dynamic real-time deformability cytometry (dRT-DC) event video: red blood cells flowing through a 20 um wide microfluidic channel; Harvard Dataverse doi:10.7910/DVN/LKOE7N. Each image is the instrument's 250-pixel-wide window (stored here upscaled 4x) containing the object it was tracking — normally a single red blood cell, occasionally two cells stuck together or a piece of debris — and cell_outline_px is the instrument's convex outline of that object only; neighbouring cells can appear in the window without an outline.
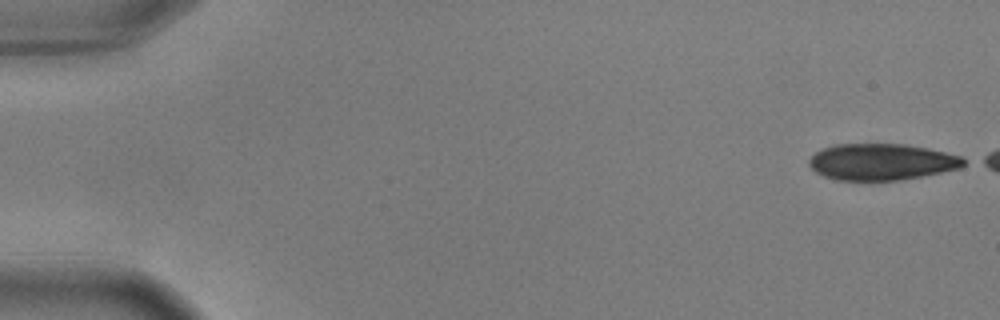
{"species": "common noctule bat (a hibernating species)", "species_latin": "Nyctalus noctula", "temperature_condition": "warm", "stored_images_in_passage": 6, "camera_frame_rate_fps": 3000, "um_per_image_px": 0.085, "animal": {"sex": "male", "body_mass_g": 17.9, "forearm_length_mm": 54.2}, "frame": {"image": 1, "passage_image": 1, "time_ms": 0.0, "image_size_px": [1000, 320], "cell_outline_px": [[968, 164], [960, 168], [900, 180], [836, 180], [824, 176], [816, 172], [808, 164], [808, 160], [816, 152], [824, 148], [836, 144], [904, 144], [928, 148], [960, 156], [968, 160]], "centroid_in_image_um": [74.95, 13.76], "position_along_channel_um": 10.0, "area_um2": 32.77}}